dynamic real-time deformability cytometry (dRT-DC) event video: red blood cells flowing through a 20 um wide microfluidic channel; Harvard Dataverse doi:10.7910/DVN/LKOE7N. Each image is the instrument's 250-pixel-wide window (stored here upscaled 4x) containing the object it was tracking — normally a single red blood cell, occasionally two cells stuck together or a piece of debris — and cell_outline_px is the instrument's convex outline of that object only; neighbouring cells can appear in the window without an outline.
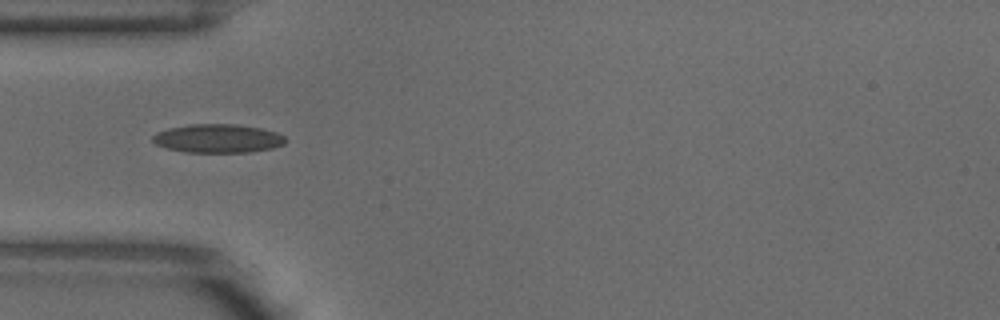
{"species": "common noctule bat (a hibernating species)", "species_latin": "Nyctalus noctula", "temperature_condition": "warm", "stored_images_in_passage": 6, "camera_frame_rate_fps": 3000, "um_per_image_px": 0.085, "animal": {"sex": "male", "body_mass_g": 18.8}, "frame": {"image": 1, "passage_image": 4, "time_ms": 1.0, "image_size_px": [1000, 320], "cell_outline_px": [[288, 140], [284, 144], [272, 148], [252, 152], [184, 152], [168, 148], [156, 144], [152, 140], [152, 136], [156, 132], [168, 128], [188, 124], [236, 124], [264, 128], [276, 132], [284, 136]], "centroid_in_image_um": [18.54, 11.76], "position_along_channel_um": 66.5, "area_um2": 22.37}}